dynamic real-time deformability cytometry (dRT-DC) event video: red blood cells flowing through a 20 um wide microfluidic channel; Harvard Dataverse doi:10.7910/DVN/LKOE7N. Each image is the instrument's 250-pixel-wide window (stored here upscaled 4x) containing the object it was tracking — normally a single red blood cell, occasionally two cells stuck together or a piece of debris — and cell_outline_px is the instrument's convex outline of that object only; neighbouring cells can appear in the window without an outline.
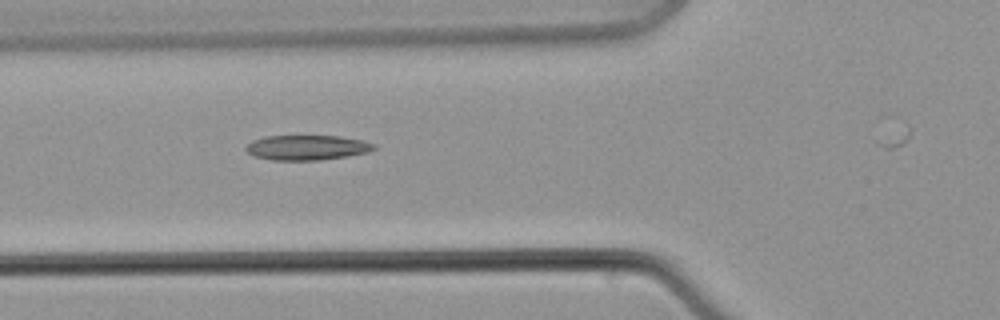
{"species": "common noctule bat (a hibernating species)", "species_latin": "Nyctalus noctula", "temperature_condition": "warm", "stored_images_in_passage": 3, "camera_frame_rate_fps": 3000, "um_per_image_px": 0.085, "animal": {"sex": "male", "body_mass_g": 21.5, "forearm_length_mm": 52.0}, "frame": {"image": 1, "passage_image": 3, "time_ms": 2.333, "image_size_px": [1000, 320], "cell_outline_px": [[376, 148], [368, 152], [348, 156], [320, 160], [272, 160], [252, 156], [244, 148], [252, 140], [264, 136], [340, 136], [364, 140], [376, 144]], "centroid_in_image_um": [26.1, 12.54], "position_along_channel_um": 99.7, "area_um2": 18.79}}